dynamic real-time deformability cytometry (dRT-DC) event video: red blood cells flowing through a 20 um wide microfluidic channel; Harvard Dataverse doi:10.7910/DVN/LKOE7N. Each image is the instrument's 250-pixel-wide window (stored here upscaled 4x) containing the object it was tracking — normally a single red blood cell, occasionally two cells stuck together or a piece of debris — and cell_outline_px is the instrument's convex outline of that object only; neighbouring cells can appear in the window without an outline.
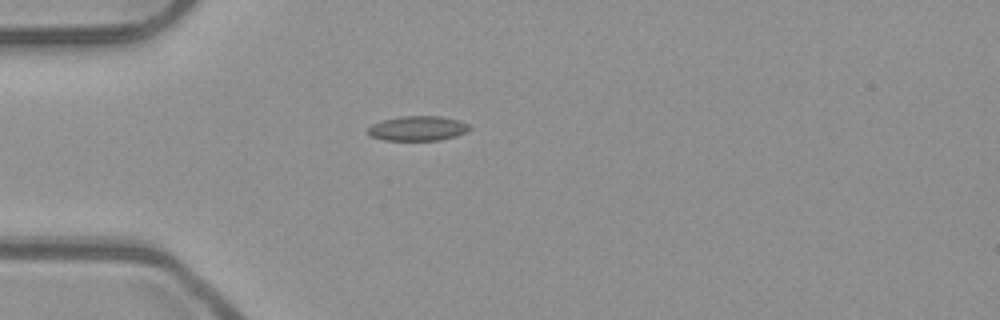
{"species": "common noctule bat (a hibernating species)", "species_latin": "Nyctalus noctula", "temperature_condition": "room temperature", "stored_images_in_passage": 53, "camera_frame_rate_fps": 3000, "um_per_image_px": 0.085, "animal": {"sex": "male", "body_mass_g": 23.1, "forearm_length_mm": 52.7}, "frame": {"image": 1, "passage_image": 15, "time_ms": 4.667, "image_size_px": [1000, 320], "cell_outline_px": [[472, 128], [468, 132], [456, 136], [440, 140], [384, 140], [372, 136], [368, 132], [368, 128], [372, 124], [384, 120], [404, 116], [440, 116], [460, 120], [468, 124]], "centroid_in_image_um": [35.57, 10.91], "position_along_channel_um": 49.4, "area_um2": 14.62}}
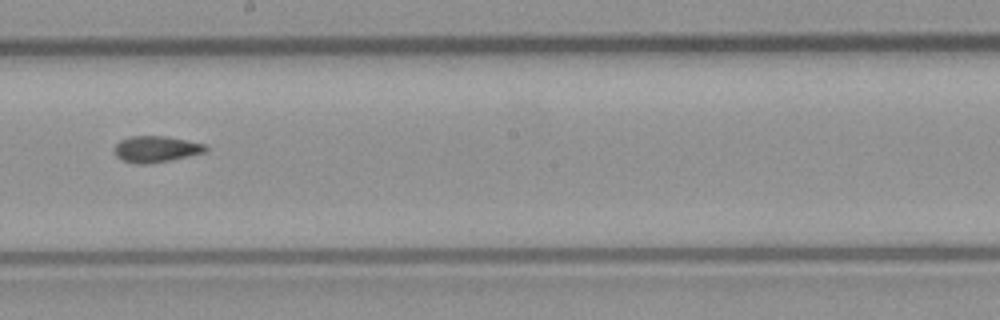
{"frame": {"image": 2, "passage_image": 30, "time_ms": 9.667, "image_size_px": [1000, 320], "cell_outline_px": [[208, 148], [204, 152], [188, 156], [148, 164], [136, 164], [124, 160], [116, 156], [116, 144], [120, 140], [128, 136], [168, 136], [204, 144]], "centroid_in_image_um": [13.25, 12.66], "position_along_channel_um": 234.9, "area_um2": 13.76}}
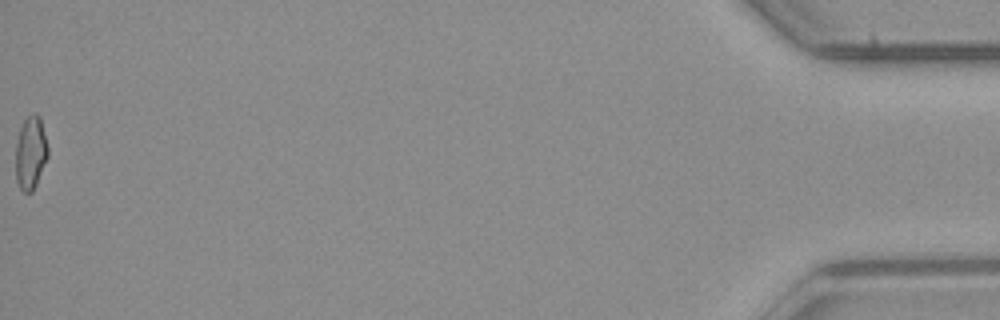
{"frame": {"image": 3, "passage_image": 53, "time_ms": 17.333, "image_size_px": [1000, 320], "cell_outline_px": [[48, 156], [36, 184], [32, 192], [24, 192], [20, 188], [16, 180], [16, 144], [20, 128], [24, 120], [32, 112], [36, 112], [40, 116], [48, 148]], "centroid_in_image_um": [2.6, 12.96], "position_along_channel_um": 432.6, "area_um2": 13.7}, "authors_computed_cell_mechanics": {"area_um2": 13.872, "velocity_mm_per_s": 3.9627, "shape_relaxation_time_tau1_ms": null, "shape_relaxation_time_tau2_ms": 3.0477, "deformation_change_tau1": null, "deformation_change_tau2": 0.0987}}